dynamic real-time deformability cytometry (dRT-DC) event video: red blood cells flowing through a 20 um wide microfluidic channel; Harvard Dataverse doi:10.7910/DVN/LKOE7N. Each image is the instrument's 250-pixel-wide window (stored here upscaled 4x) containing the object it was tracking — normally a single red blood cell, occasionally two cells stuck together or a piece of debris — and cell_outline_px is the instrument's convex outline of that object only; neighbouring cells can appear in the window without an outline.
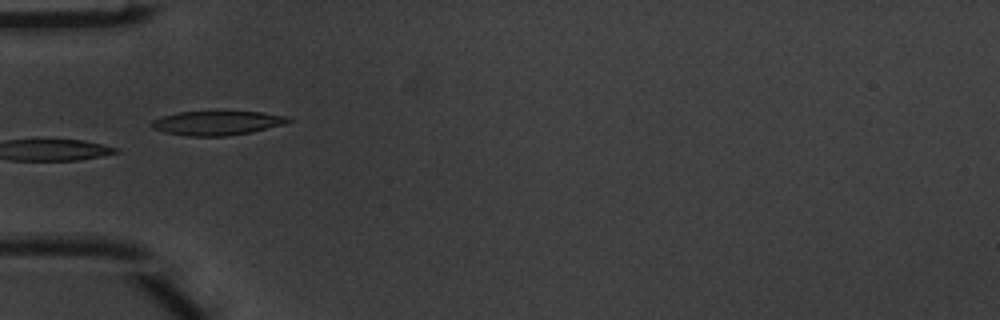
{"species": "common noctule bat (a hibernating species)", "species_latin": "Nyctalus noctula", "temperature_condition": "warm", "stored_images_in_passage": 4, "camera_frame_rate_fps": 3000, "um_per_image_px": 0.085, "animal": {"sex": "male", "body_mass_g": 20.1, "forearm_length_mm": 53.5}, "frame": {"image": 1, "passage_image": 4, "time_ms": 1.0, "image_size_px": [1000, 320], "cell_outline_px": [[296, 120], [284, 124], [252, 132], [228, 136], [188, 136], [164, 132], [152, 128], [148, 124], [152, 120], [160, 116], [180, 112], [220, 108], [260, 112], [288, 116]], "centroid_in_image_um": [18.46, 10.4], "position_along_channel_um": 66.5, "area_um2": 20.58}}